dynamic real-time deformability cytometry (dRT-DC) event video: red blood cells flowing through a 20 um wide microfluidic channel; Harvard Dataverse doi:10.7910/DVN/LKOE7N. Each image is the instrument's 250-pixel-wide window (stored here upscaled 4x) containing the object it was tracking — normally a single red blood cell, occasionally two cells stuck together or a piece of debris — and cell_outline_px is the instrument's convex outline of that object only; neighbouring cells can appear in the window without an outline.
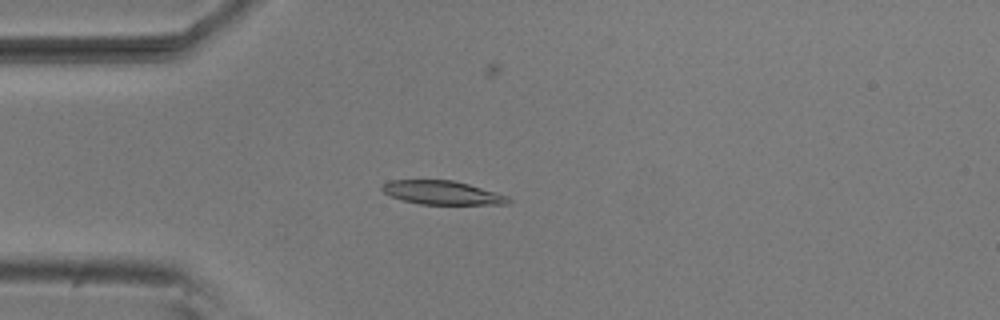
{"species": "common noctule bat (a hibernating species)", "species_latin": "Nyctalus noctula", "temperature_condition": "room temperature", "stored_images_in_passage": 6, "camera_frame_rate_fps": 3000, "um_per_image_px": 0.085, "animal": {"sex": "male", "body_mass_g": 20.5, "forearm_length_mm": 52.5}, "frame": {"image": 1, "passage_image": 4, "time_ms": 1.0, "image_size_px": [1000, 320], "cell_outline_px": [[512, 200], [508, 204], [420, 204], [404, 200], [392, 196], [384, 192], [380, 188], [380, 184], [388, 180], [452, 180], [468, 184], [508, 196]], "centroid_in_image_um": [37.55, 16.37], "position_along_channel_um": 47.4, "area_um2": 17.34}}